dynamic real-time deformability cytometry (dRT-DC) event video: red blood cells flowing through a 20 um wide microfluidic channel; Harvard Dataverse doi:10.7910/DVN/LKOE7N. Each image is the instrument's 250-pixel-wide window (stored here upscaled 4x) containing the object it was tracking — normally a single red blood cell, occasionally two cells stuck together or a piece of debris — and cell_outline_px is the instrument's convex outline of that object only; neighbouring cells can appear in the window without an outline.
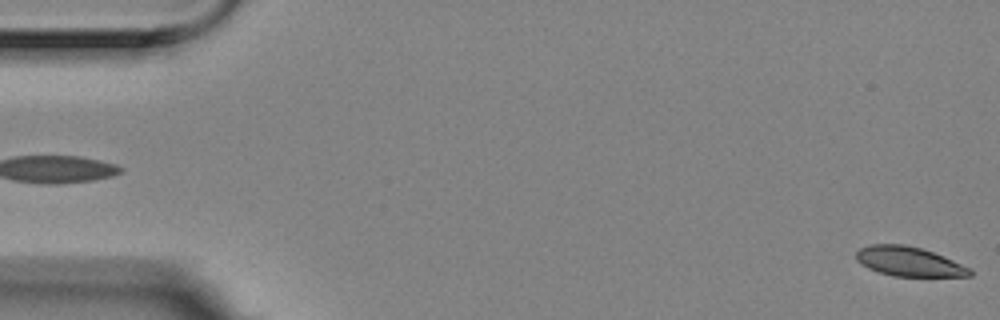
{"species": "Egyptian fruit bat (a non-hibernating species)", "species_latin": "Rousettus aegyptiacus", "temperature_condition": "room temperature", "stored_images_in_passage": 5, "segment_of_instrument_passage": [2, 2], "camera_frame_rate_fps": 3000, "um_per_image_px": 0.085, "animal": {"sex": "female"}, "frame": {"image": 1, "passage_image": 5, "time_ms": 1.333, "image_size_px": [1000, 320], "cell_outline_px": [[972, 276], [892, 276], [868, 268], [860, 264], [856, 260], [856, 252], [860, 248], [872, 244], [904, 244], [920, 248], [944, 256], [972, 268]], "centroid_in_image_um": [77.27, 22.23], "position_along_channel_um": 7.7, "area_um2": 19.54}}